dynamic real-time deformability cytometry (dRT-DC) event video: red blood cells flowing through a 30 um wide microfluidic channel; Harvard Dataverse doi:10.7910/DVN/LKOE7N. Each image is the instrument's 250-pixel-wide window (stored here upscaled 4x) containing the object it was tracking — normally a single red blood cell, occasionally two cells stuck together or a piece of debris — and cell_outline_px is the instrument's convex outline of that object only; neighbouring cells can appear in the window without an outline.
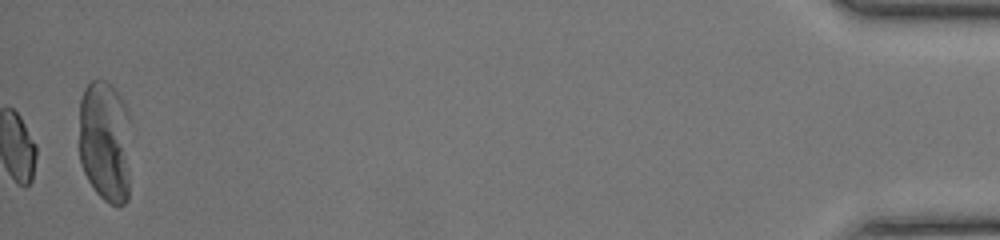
{"species": "common noctule bat (a hibernating species)", "species_latin": "Nyctalus noctula", "temperature_condition": "room temperature", "stored_images_in_passage": 48, "camera_frame_rate_fps": 3000, "um_per_image_px": 0.085, "animal": {"sex": "female", "body_mass_g": 17.0, "forearm_length_mm": 48.0}, "frame": {"image": 1, "passage_image": 48, "time_ms": 15.667, "image_size_px": [1000, 240], "cell_outline_px": [[124, 200], [120, 204], [112, 204], [92, 184], [84, 168], [80, 156], [80, 104], [84, 92], [88, 88], [116, 148], [124, 188]], "centroid_in_image_um": [8.45, 12.95], "position_along_channel_um": 426.7, "area_um2": 21.5}, "authors_computed_cell_mechanics": {"area_um2": 13.872, "velocity_mm_per_s": 4.2502, "shape_relaxation_time_tau1_ms": null, "shape_relaxation_time_tau2_ms": 1.9284, "deformation_change_tau1": null, "deformation_change_tau2": 0.0585}}